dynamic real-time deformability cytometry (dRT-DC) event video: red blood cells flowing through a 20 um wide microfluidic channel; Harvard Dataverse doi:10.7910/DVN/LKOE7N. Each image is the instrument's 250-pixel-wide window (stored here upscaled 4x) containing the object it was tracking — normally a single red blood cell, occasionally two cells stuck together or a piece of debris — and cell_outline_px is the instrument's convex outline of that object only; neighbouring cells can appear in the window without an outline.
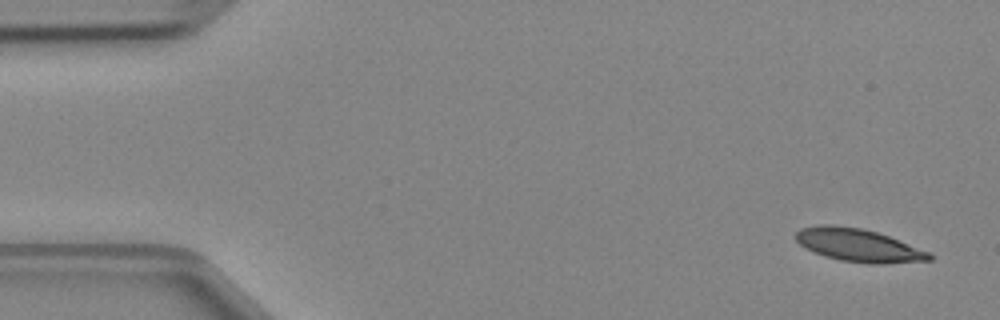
{"species": "Egyptian fruit bat (a non-hibernating species)", "species_latin": "Rousettus aegyptiacus", "temperature_condition": "cold", "stored_images_in_passage": 4, "camera_frame_rate_fps": 3000, "um_per_image_px": 0.085, "animal": {"sex": "female"}, "frame": {"image": 1, "passage_image": 1, "time_ms": 0.0, "image_size_px": [1000, 320], "cell_outline_px": [[936, 256], [932, 260], [880, 264], [868, 264], [840, 260], [824, 256], [800, 244], [792, 236], [800, 228], [816, 224], [832, 224], [864, 228], [888, 236], [932, 252]], "centroid_in_image_um": [72.99, 20.83], "position_along_channel_um": 12.0, "area_um2": 26.01}}
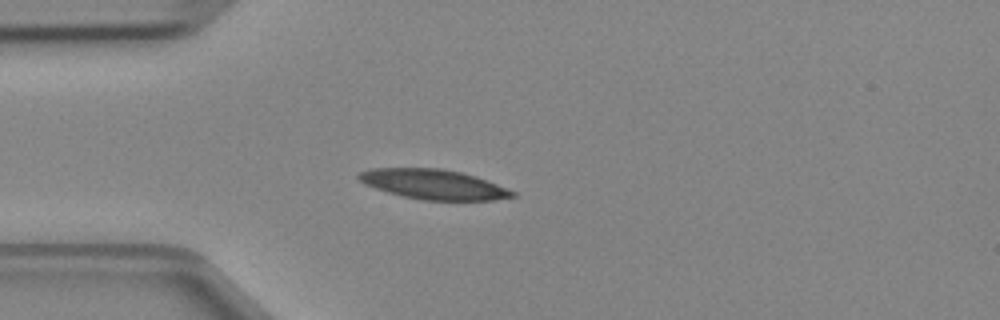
{"frame": {"image": 2, "passage_image": 4, "time_ms": 1.0, "image_size_px": [1000, 320], "cell_outline_px": [[516, 196], [492, 200], [424, 200], [404, 196], [388, 192], [364, 184], [356, 176], [360, 172], [372, 168], [440, 168], [460, 172], [476, 176], [516, 192]], "centroid_in_image_um": [36.84, 15.66], "position_along_channel_um": 48.2, "area_um2": 26.47}}